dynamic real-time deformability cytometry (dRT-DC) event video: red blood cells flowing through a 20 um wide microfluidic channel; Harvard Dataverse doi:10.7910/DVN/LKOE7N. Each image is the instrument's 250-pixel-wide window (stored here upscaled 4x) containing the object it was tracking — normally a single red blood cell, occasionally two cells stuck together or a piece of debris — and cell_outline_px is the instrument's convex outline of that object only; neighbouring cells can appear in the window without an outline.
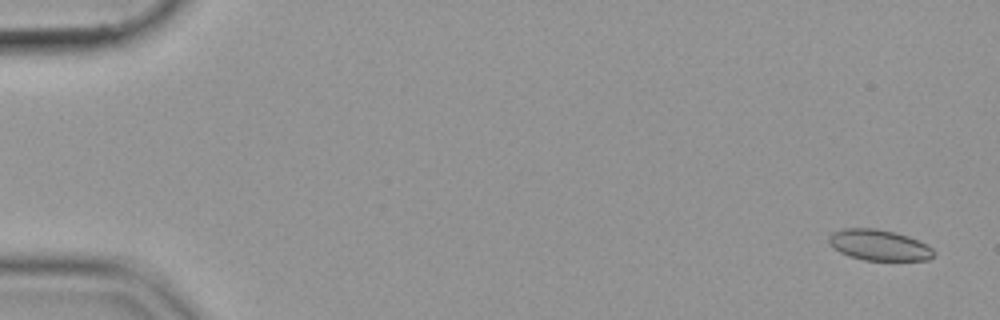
{"species": "common noctule bat (a hibernating species)", "species_latin": "Nyctalus noctula", "temperature_condition": "cold", "stored_images_in_passage": 56, "camera_frame_rate_fps": 3000, "um_per_image_px": 0.085, "animal": {"sex": "female", "body_mass_g": 19.9}, "frame": {"image": 1, "passage_image": 3, "time_ms": 0.667, "image_size_px": [1000, 320], "cell_outline_px": [[936, 252], [928, 260], [864, 260], [848, 256], [840, 252], [828, 240], [828, 236], [832, 232], [844, 228], [876, 228], [896, 232], [908, 236], [932, 248]], "centroid_in_image_um": [74.71, 20.82], "position_along_channel_um": 10.3, "area_um2": 18.73}}
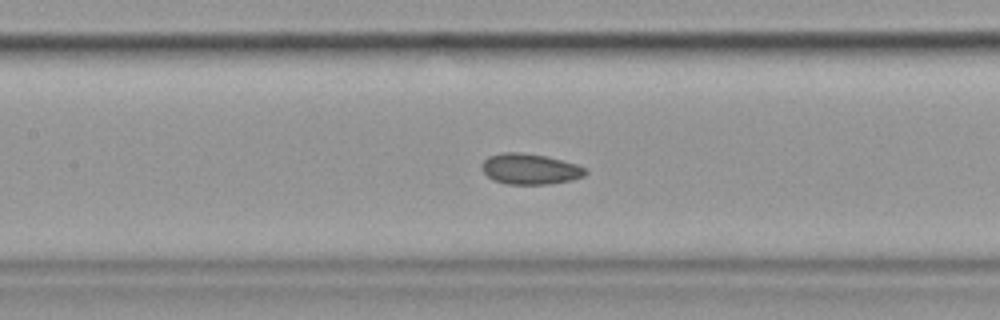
{"frame": {"image": 2, "passage_image": 27, "time_ms": 8.667, "image_size_px": [1000, 320], "cell_outline_px": [[588, 172], [584, 176], [572, 180], [548, 184], [508, 184], [492, 180], [480, 168], [480, 164], [488, 156], [504, 152], [520, 152], [544, 156], [576, 164], [588, 168]], "centroid_in_image_um": [45.04, 14.37], "position_along_channel_um": 162.4, "area_um2": 18.61}}
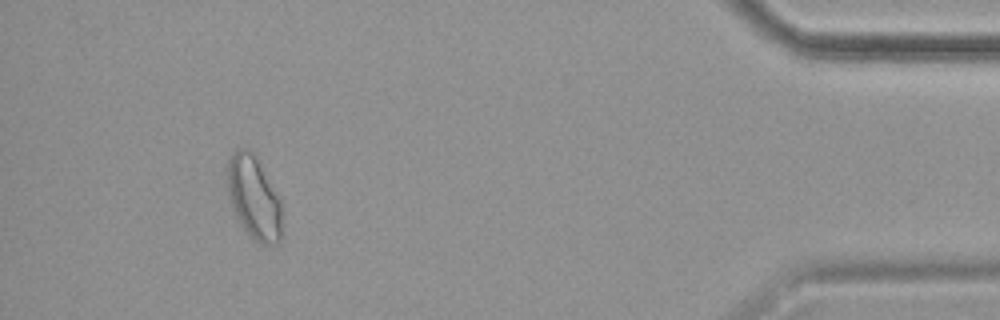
{"frame": {"image": 3, "passage_image": 52, "time_ms": 17.0, "image_size_px": [1000, 320], "cell_outline_px": [[284, 240], [280, 244], [260, 244], [252, 240], [240, 224], [236, 216], [228, 192], [228, 160], [232, 152], [236, 148], [248, 148], [256, 156], [280, 196], [284, 232]], "centroid_in_image_um": [21.65, 16.86], "position_along_channel_um": 413.5, "area_um2": 27.34}}